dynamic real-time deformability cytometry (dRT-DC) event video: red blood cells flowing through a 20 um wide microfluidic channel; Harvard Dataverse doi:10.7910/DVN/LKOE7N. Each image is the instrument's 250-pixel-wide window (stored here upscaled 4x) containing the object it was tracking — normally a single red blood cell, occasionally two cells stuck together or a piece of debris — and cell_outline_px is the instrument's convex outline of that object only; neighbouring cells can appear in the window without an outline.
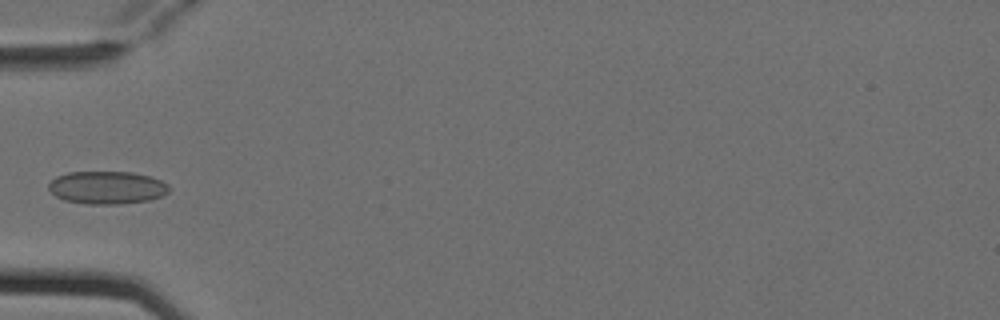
{"species": "Egyptian fruit bat (a non-hibernating species)", "species_latin": "Rousettus aegyptiacus", "temperature_condition": "cold", "stored_images_in_passage": 4, "camera_frame_rate_fps": 3000, "um_per_image_px": 0.085, "animal": {"sex": "female"}, "frame": {"image": 1, "passage_image": 4, "time_ms": 1.0, "image_size_px": [1000, 320], "cell_outline_px": [[168, 192], [164, 196], [148, 200], [120, 204], [84, 204], [64, 200], [56, 196], [48, 188], [48, 184], [56, 176], [68, 172], [132, 172], [148, 176], [160, 180], [168, 184]], "centroid_in_image_um": [9.08, 15.95], "position_along_channel_um": 75.9, "area_um2": 23.06}}